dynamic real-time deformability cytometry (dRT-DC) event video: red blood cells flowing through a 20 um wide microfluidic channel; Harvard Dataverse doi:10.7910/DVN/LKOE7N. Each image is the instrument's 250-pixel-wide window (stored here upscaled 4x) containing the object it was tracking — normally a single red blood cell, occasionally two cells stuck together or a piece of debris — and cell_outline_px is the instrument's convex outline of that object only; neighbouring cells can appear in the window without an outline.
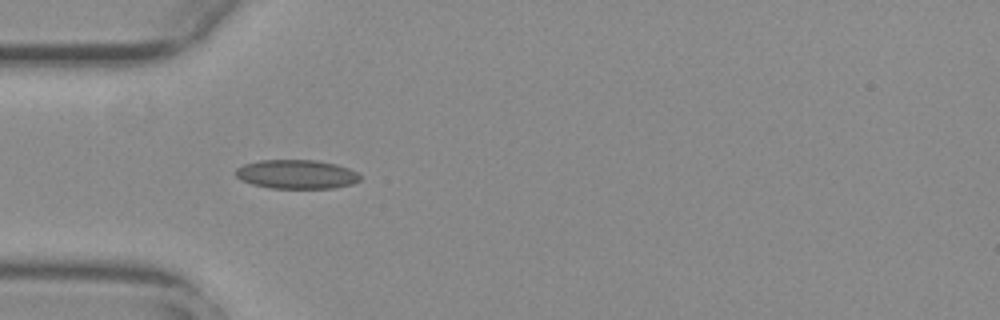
{"species": "common noctule bat (a hibernating species)", "species_latin": "Nyctalus noctula", "temperature_condition": "warm", "stored_images_in_passage": 39, "camera_frame_rate_fps": 3000, "um_per_image_px": 0.085, "animal": {"sex": "female", "body_mass_g": 29.2, "forearm_length_mm": 56.3}, "frame": {"image": 1, "passage_image": 1, "time_ms": 0.0, "image_size_px": [1000, 320], "cell_outline_px": [[360, 180], [352, 184], [332, 188], [272, 188], [252, 184], [236, 176], [236, 168], [244, 164], [260, 160], [316, 160], [336, 164], [348, 168], [356, 172], [360, 176]], "centroid_in_image_um": [25.22, 14.81], "position_along_channel_um": 59.8, "area_um2": 20.87}}
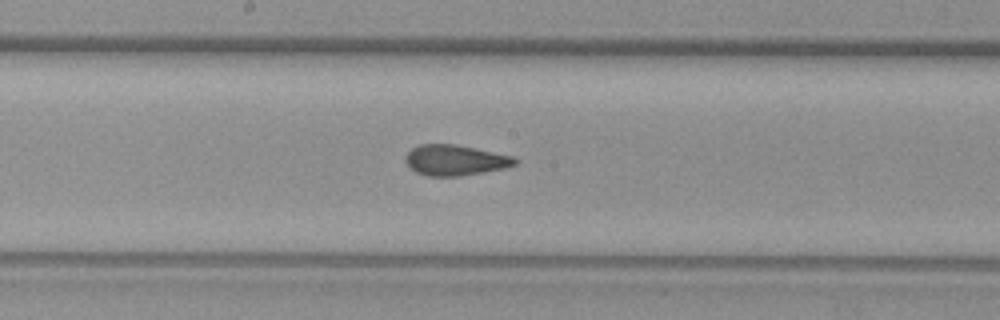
{"frame": {"image": 2, "passage_image": 13, "time_ms": 4.0, "image_size_px": [1000, 320], "cell_outline_px": [[516, 164], [504, 168], [460, 176], [428, 176], [416, 172], [404, 160], [404, 156], [412, 148], [420, 144], [456, 144], [512, 156], [516, 160]], "centroid_in_image_um": [38.65, 13.61], "position_along_channel_um": 209.6, "area_um2": 19.31}}
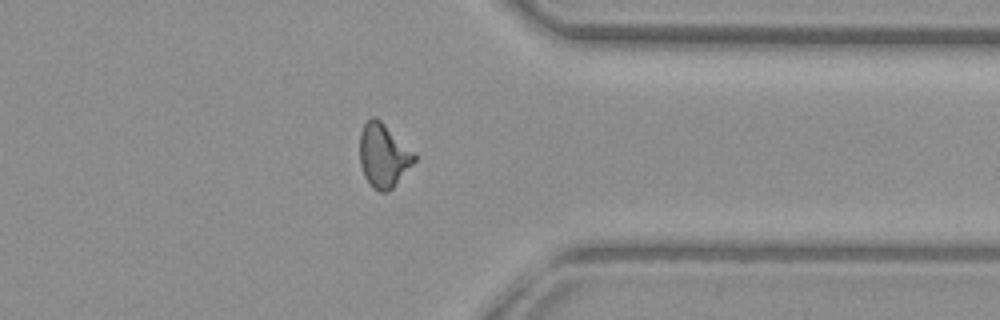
{"frame": {"image": 3, "passage_image": 27, "time_ms": 8.667, "image_size_px": [1000, 320], "cell_outline_px": [[416, 160], [392, 188], [388, 192], [380, 192], [372, 188], [364, 176], [360, 164], [360, 132], [364, 124], [372, 116], [376, 116], [416, 152]], "centroid_in_image_um": [32.6, 13.2], "position_along_channel_um": 378.8, "area_um2": 20.46}, "authors_computed_cell_mechanics": {"area_um2": 19.7098, "velocity_mm_per_s": 3.7938, "shape_relaxation_time_tau1_ms": null, "shape_relaxation_time_tau2_ms": 1.4501, "deformation_change_tau1": null, "deformation_change_tau2": 0.0662}}